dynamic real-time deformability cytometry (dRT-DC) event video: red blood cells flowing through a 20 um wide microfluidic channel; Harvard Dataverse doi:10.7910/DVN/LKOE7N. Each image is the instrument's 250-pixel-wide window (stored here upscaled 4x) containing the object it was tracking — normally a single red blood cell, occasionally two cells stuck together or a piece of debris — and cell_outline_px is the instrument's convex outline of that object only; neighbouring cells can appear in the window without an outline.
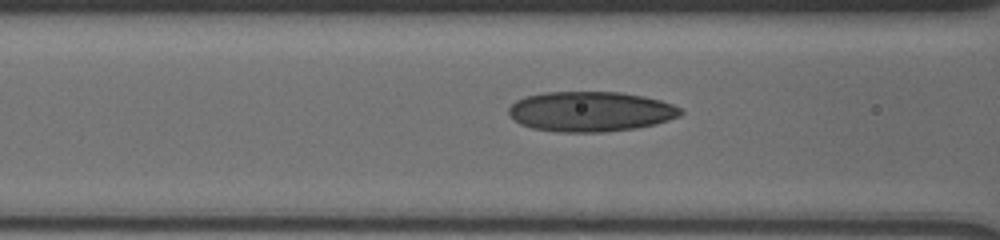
{"species": "human", "species_latin": "Homo sapiens", "temperature_condition": "cold", "stored_images_in_passage": 50, "camera_frame_rate_fps": 3000, "um_per_image_px": 0.085, "donor": {"sex": "male"}, "frame": {"image": 1, "passage_image": 17, "time_ms": 5.0, "image_size_px": [1000, 240], "cell_outline_px": [[684, 112], [680, 116], [668, 120], [636, 128], [604, 132], [556, 132], [532, 128], [520, 124], [508, 112], [508, 108], [516, 100], [524, 96], [544, 92], [620, 92], [644, 96], [660, 100], [672, 104], [680, 108]], "centroid_in_image_um": [50.18, 9.47], "position_along_channel_um": 116.4, "area_um2": 40.17}}
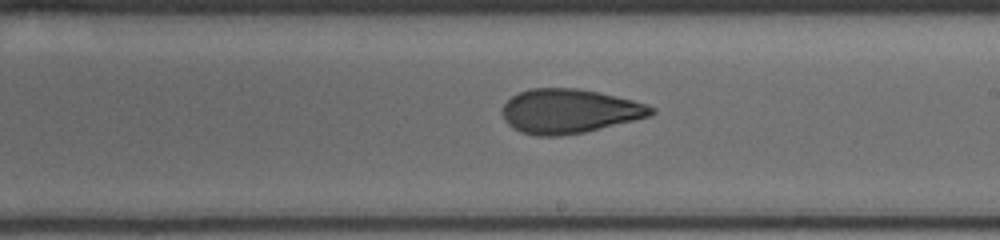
{"frame": {"image": 2, "passage_image": 28, "time_ms": 8.333, "image_size_px": [1000, 240], "cell_outline_px": [[656, 112], [652, 116], [584, 132], [560, 136], [536, 136], [520, 132], [512, 128], [504, 120], [504, 104], [512, 96], [528, 88], [576, 88], [600, 92], [632, 100], [656, 108]], "centroid_in_image_um": [48.4, 9.45], "position_along_channel_um": 240.6, "area_um2": 38.44}}
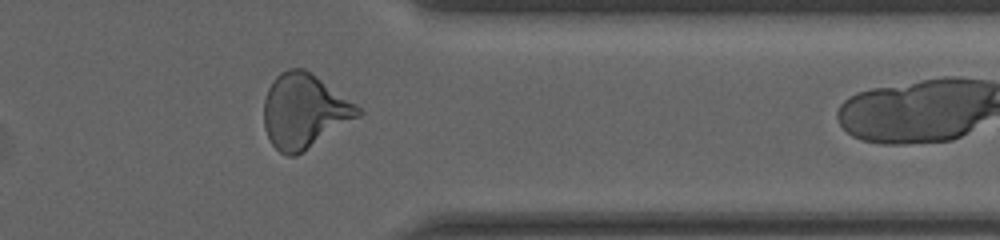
{"frame": {"image": 3, "passage_image": 46, "time_ms": 12.333, "image_size_px": [1000, 240], "cell_outline_px": [[364, 112], [360, 116], [296, 156], [288, 156], [280, 152], [272, 144], [264, 128], [264, 100], [268, 88], [272, 80], [280, 72], [288, 68], [304, 68], [316, 76], [356, 104]], "centroid_in_image_um": [25.84, 9.44], "position_along_channel_um": 385.6, "area_um2": 40.58}}